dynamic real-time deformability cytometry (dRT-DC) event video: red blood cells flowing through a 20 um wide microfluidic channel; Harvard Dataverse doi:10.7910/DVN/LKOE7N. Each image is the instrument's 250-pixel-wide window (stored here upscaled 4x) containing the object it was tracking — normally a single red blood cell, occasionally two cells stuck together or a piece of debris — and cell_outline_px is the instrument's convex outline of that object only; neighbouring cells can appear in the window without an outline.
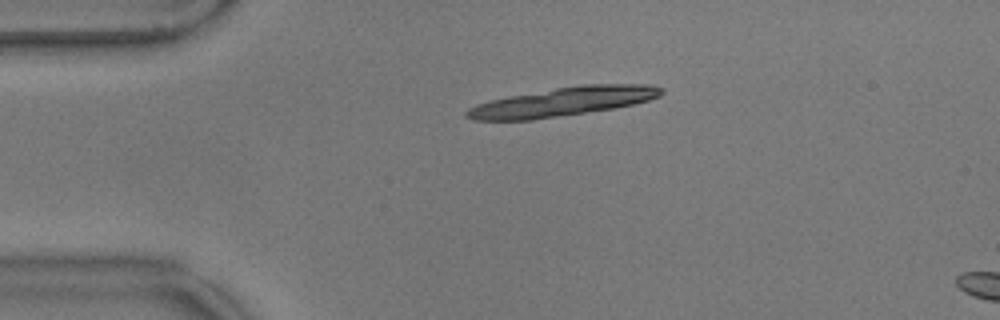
{"species": "common noctule bat (a hibernating species)", "species_latin": "Nyctalus noctula", "temperature_condition": "warm", "stored_images_in_passage": 5, "camera_frame_rate_fps": 3000, "um_per_image_px": 0.085, "animal": {"sex": "male", "body_mass_g": 17.9}, "frame": {"image": 1, "passage_image": 1, "time_ms": 0.0, "image_size_px": [1000, 320], "cell_outline_px": [[664, 92], [660, 96], [648, 100], [632, 104], [612, 108], [532, 120], [472, 120], [464, 116], [464, 112], [468, 108], [476, 104], [488, 100], [508, 96], [556, 88], [584, 84], [648, 84], [664, 88]], "centroid_in_image_um": [47.8, 8.64], "position_along_channel_um": 37.2, "area_um2": 32.66}}